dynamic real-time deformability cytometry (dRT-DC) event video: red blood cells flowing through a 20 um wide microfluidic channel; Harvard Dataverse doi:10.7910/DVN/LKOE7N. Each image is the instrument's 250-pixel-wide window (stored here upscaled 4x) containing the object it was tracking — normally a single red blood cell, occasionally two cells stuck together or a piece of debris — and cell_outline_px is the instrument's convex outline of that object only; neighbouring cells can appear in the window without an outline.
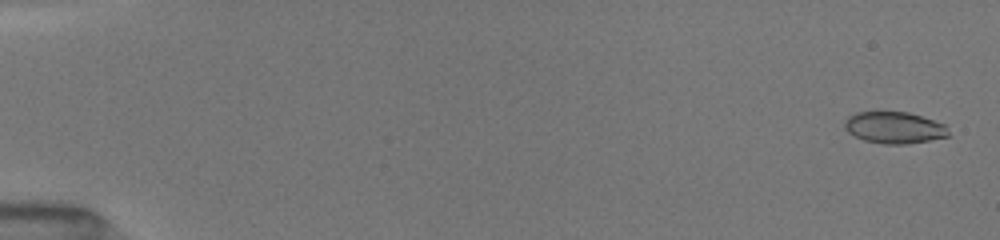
{"species": "common noctule bat (a hibernating species)", "species_latin": "Nyctalus noctula", "temperature_condition": "room temperature", "stored_images_in_passage": 79, "camera_frame_rate_fps": 3000, "um_per_image_px": 0.085, "animal": {"sex": "female", "body_mass_g": 19.5, "forearm_length_mm": 54.1}, "frame": {"image": 1, "passage_image": 3, "time_ms": 0.333, "image_size_px": [1000, 240], "cell_outline_px": [[948, 136], [908, 144], [884, 144], [864, 140], [848, 132], [844, 128], [844, 120], [848, 116], [856, 112], [908, 112], [944, 124], [948, 132]], "centroid_in_image_um": [75.96, 10.85], "position_along_channel_um": 9.0, "area_um2": 18.96}}
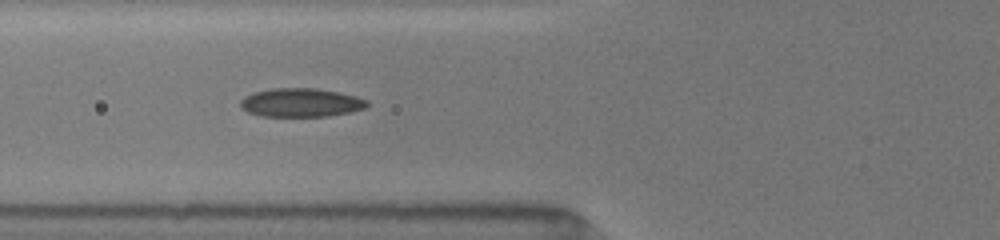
{"frame": {"image": 2, "passage_image": 32, "time_ms": 6.667, "image_size_px": [1000, 240], "cell_outline_px": [[368, 104], [364, 108], [348, 112], [328, 116], [260, 116], [248, 112], [240, 108], [240, 100], [244, 96], [252, 92], [272, 88], [316, 88], [356, 96], [368, 100]], "centroid_in_image_um": [25.52, 8.71], "position_along_channel_um": 100.3, "area_um2": 21.15}}
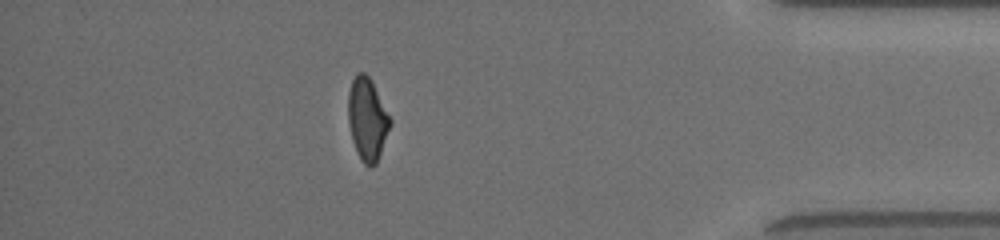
{"frame": {"image": 3, "passage_image": 70, "time_ms": 15.0, "image_size_px": [1000, 240], "cell_outline_px": [[392, 124], [376, 164], [368, 168], [360, 160], [352, 140], [348, 120], [348, 92], [352, 80], [356, 72], [364, 72], [372, 80], [392, 120]], "centroid_in_image_um": [31.23, 10.12], "position_along_channel_um": 404.0, "area_um2": 20.46}, "authors_computed_cell_mechanics": {"area_um2": 20.1144, "velocity_mm_per_s": 4.0594, "shape_relaxation_time_tau1_ms": 3.2053, "shape_relaxation_time_tau2_ms": 2.2755, "deformation_change_tau1": 0.1246, "deformation_change_tau2": 0.0681}}